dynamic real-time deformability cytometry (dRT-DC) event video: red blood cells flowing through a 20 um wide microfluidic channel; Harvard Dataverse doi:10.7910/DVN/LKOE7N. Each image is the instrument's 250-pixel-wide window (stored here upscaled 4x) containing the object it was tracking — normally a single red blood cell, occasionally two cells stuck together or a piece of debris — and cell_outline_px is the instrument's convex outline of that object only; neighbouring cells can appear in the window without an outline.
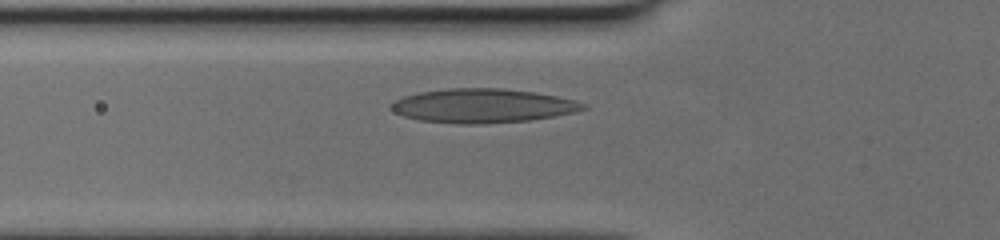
{"species": "human", "species_latin": "Homo sapiens", "temperature_condition": "cold", "stored_images_in_passage": 29, "camera_frame_rate_fps": 3000, "um_per_image_px": 0.085, "donor": {"sex": "female"}, "frame": {"image": 1, "passage_image": 2, "time_ms": 0.333, "image_size_px": [1000, 240], "cell_outline_px": [[588, 108], [572, 112], [552, 116], [528, 120], [480, 124], [460, 124], [420, 120], [404, 116], [396, 112], [392, 108], [392, 104], [396, 100], [404, 96], [420, 92], [448, 88], [504, 88], [532, 92], [556, 96], [576, 100], [584, 104]], "centroid_in_image_um": [41.03, 8.98], "position_along_channel_um": 84.8, "area_um2": 37.63}}
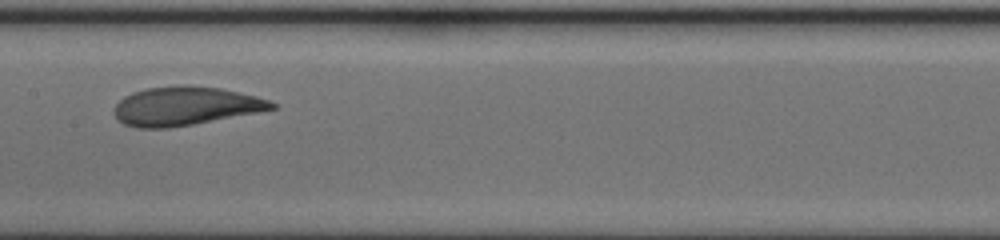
{"frame": {"image": 2, "passage_image": 10, "time_ms": 3.0, "image_size_px": [1000, 240], "cell_outline_px": [[276, 108], [256, 112], [192, 124], [168, 128], [136, 128], [124, 124], [116, 116], [116, 104], [124, 96], [132, 92], [148, 88], [220, 88], [256, 96], [268, 100], [276, 104]], "centroid_in_image_um": [15.74, 9.05], "position_along_channel_um": 191.7, "area_um2": 34.04}}
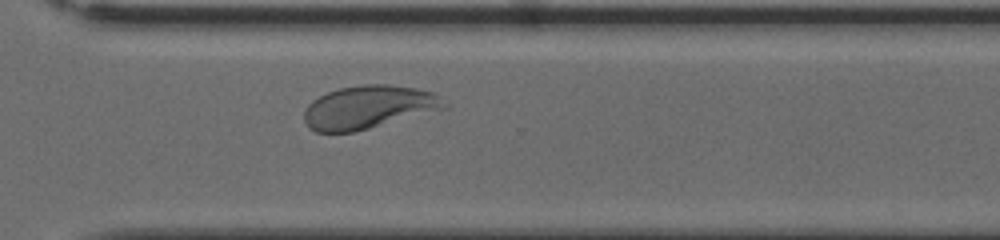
{"frame": {"image": 3, "passage_image": 21, "time_ms": 6.667, "image_size_px": [1000, 240], "cell_outline_px": [[448, 108], [352, 132], [316, 132], [308, 128], [304, 120], [304, 112], [308, 104], [312, 100], [328, 92], [340, 88], [364, 84], [388, 84], [416, 88], [436, 92], [448, 104]], "centroid_in_image_um": [31.35, 9.1], "position_along_channel_um": 339.2, "area_um2": 35.32}}